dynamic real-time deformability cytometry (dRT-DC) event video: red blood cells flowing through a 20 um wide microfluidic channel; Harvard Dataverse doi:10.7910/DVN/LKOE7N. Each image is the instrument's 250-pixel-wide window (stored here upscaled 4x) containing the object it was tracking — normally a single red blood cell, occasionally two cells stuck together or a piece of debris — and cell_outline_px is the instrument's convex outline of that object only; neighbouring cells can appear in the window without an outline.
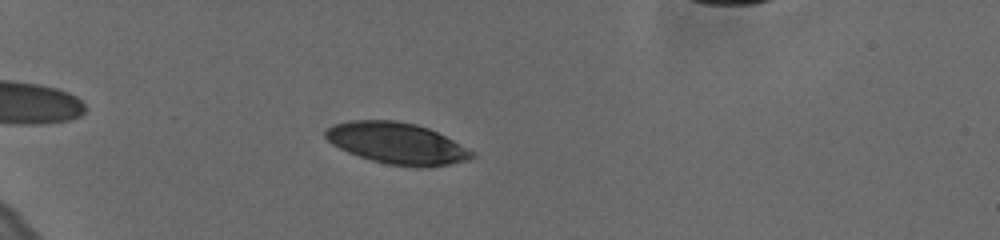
{"species": "human", "species_latin": "Homo sapiens", "temperature_condition": "cold", "stored_images_in_passage": 44, "camera_frame_rate_fps": 3000, "um_per_image_px": 0.085, "donor": {"sex": "female"}, "frame": {"image": 1, "passage_image": 9, "time_ms": 2.667, "image_size_px": [1000, 240], "cell_outline_px": [[476, 156], [468, 160], [428, 168], [416, 168], [388, 164], [372, 160], [348, 152], [332, 144], [324, 136], [324, 132], [332, 124], [348, 120], [396, 120], [416, 124], [428, 128], [476, 152]], "centroid_in_image_um": [33.74, 12.18], "position_along_channel_um": 51.3, "area_um2": 35.43}}
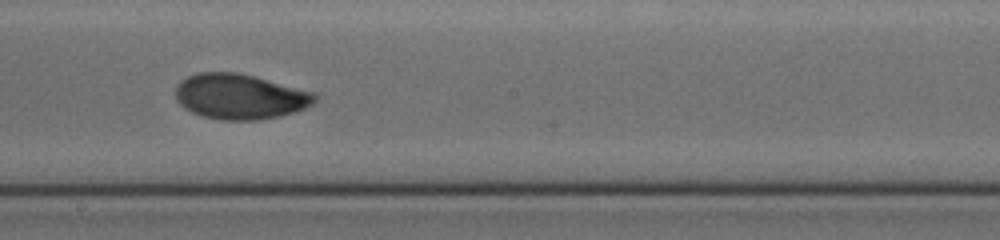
{"frame": {"image": 2, "passage_image": 27, "time_ms": 8.667, "image_size_px": [1000, 240], "cell_outline_px": [[320, 100], [304, 108], [280, 116], [260, 120], [220, 120], [200, 116], [184, 108], [176, 100], [176, 84], [180, 80], [188, 76], [200, 72], [236, 72], [316, 92], [320, 96]], "centroid_in_image_um": [20.41, 8.21], "position_along_channel_um": 227.8, "area_um2": 37.05}}
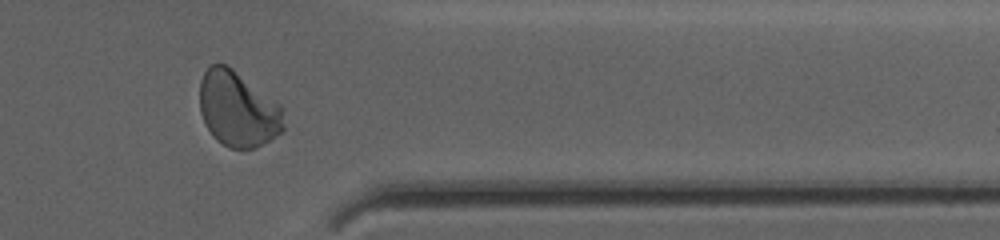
{"frame": {"image": 3, "passage_image": 41, "time_ms": 13.333, "image_size_px": [1000, 240], "cell_outline_px": [[284, 128], [276, 136], [252, 148], [232, 148], [216, 140], [204, 124], [200, 112], [200, 80], [204, 72], [212, 64], [224, 64], [232, 68], [280, 104], [284, 108]], "centroid_in_image_um": [20.21, 9.27], "position_along_channel_um": 391.2, "area_um2": 36.76}, "authors_computed_cell_mechanics": {"area_um2": 35.9805, "velocity_mm_per_s": 3.6024, "shape_relaxation_time_tau1_ms": 5.6663, "shape_relaxation_time_tau2_ms": 1.2635, "deformation_change_tau1": 0.1659, "deformation_change_tau2": 0.0487}}